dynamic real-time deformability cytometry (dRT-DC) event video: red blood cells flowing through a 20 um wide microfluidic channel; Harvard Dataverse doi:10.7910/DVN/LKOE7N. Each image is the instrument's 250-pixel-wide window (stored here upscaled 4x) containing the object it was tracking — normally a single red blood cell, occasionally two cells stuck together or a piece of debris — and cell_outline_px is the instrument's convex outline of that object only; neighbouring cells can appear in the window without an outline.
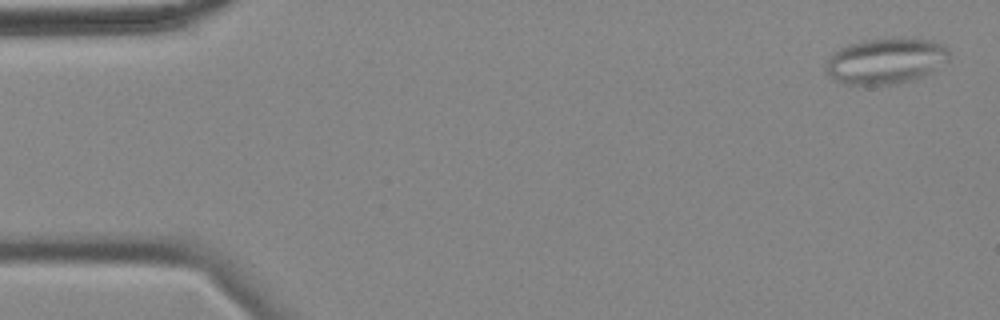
{"species": "common noctule bat (a hibernating species)", "species_latin": "Nyctalus noctula", "temperature_condition": "cold", "stored_images_in_passage": 57, "camera_frame_rate_fps": 3000, "um_per_image_px": 0.085, "animal": {"sex": "female", "body_mass_g": 18.4}, "frame": {"image": 1, "passage_image": 2, "time_ms": 0.333, "image_size_px": [1000, 320], "cell_outline_px": [[948, 60], [932, 72], [916, 80], [896, 84], [844, 84], [832, 80], [824, 72], [824, 68], [828, 56], [840, 48], [848, 44], [860, 40], [932, 40], [944, 44], [948, 48]], "centroid_in_image_um": [75.24, 5.22], "position_along_channel_um": 9.8, "area_um2": 32.95}}
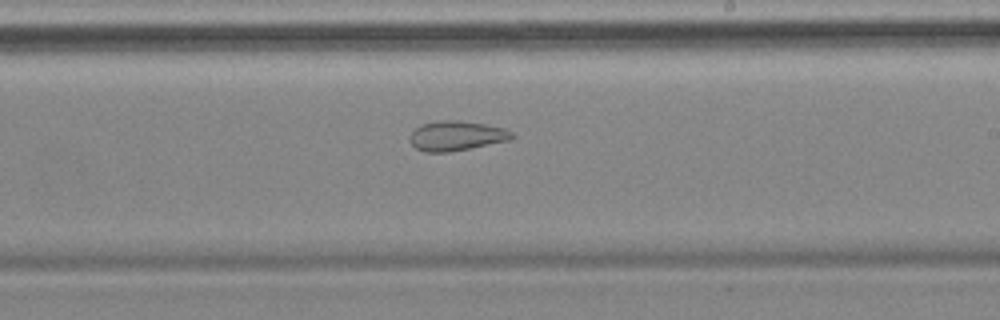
{"frame": {"image": 2, "passage_image": 33, "time_ms": 10.667, "image_size_px": [1000, 320], "cell_outline_px": [[516, 136], [508, 140], [448, 152], [424, 152], [416, 148], [412, 144], [412, 132], [420, 124], [440, 120], [456, 120], [484, 124], [504, 128], [512, 132]], "centroid_in_image_um": [38.8, 11.53], "position_along_channel_um": 250.2, "area_um2": 17.34}}
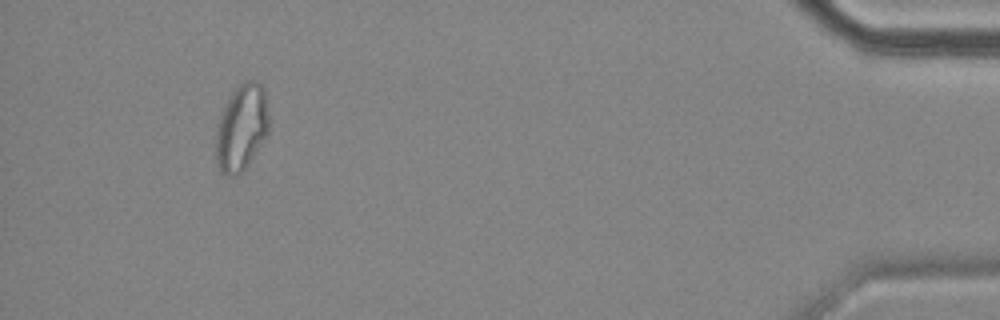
{"frame": {"image": 3, "passage_image": 53, "time_ms": 17.333, "image_size_px": [1000, 320], "cell_outline_px": [[268, 132], [248, 164], [240, 172], [232, 176], [220, 172], [216, 164], [216, 124], [232, 92], [240, 84], [248, 80], [256, 80], [264, 88], [268, 112]], "centroid_in_image_um": [20.52, 10.84], "position_along_channel_um": 414.7, "area_um2": 26.41}, "authors_computed_cell_mechanics": {"area_um2": 24.1604, "velocity_mm_per_s": 3.4913, "shape_relaxation_time_tau1_ms": null, "shape_relaxation_time_tau2_ms": 3.1003, "deformation_change_tau1": null, "deformation_change_tau2": 0.1056}}